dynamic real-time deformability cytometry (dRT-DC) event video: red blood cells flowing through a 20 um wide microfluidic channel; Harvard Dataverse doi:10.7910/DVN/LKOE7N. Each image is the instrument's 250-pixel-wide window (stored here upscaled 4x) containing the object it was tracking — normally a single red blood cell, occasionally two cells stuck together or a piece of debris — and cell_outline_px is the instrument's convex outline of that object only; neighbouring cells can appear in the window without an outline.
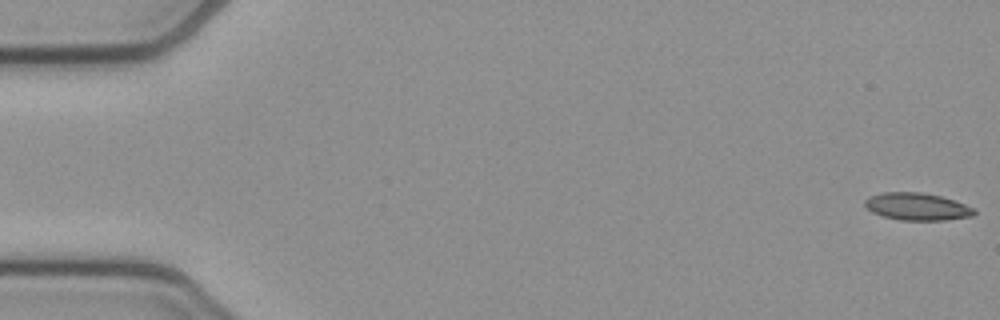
{"species": "common noctule bat (a hibernating species)", "species_latin": "Nyctalus noctula", "temperature_condition": "cold", "stored_images_in_passage": 17, "camera_frame_rate_fps": 3000, "um_per_image_px": 0.085, "animal": {"sex": "female", "body_mass_g": 21.9}, "frame": {"image": 1, "passage_image": 1, "time_ms": 0.0, "image_size_px": [1000, 320], "cell_outline_px": [[976, 212], [972, 216], [944, 220], [900, 220], [884, 216], [872, 212], [864, 204], [864, 200], [868, 196], [884, 192], [920, 192], [940, 196], [976, 208]], "centroid_in_image_um": [77.94, 17.56], "position_along_channel_um": 7.1, "area_um2": 17.34}}
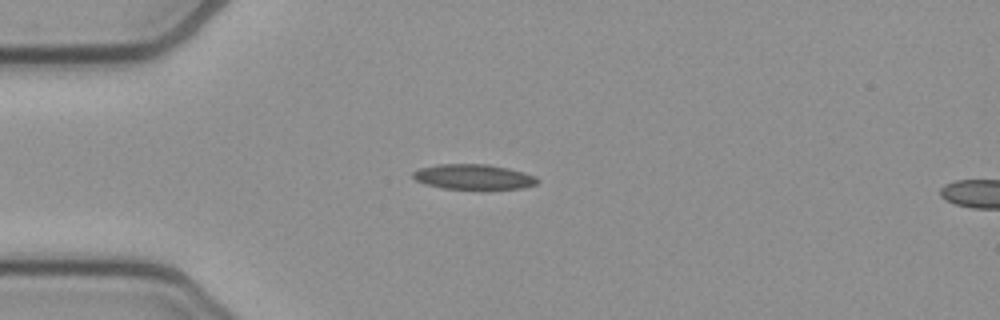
{"frame": {"image": 2, "passage_image": 14, "time_ms": 4.333, "image_size_px": [1000, 320], "cell_outline_px": [[540, 180], [536, 184], [524, 188], [444, 188], [424, 184], [416, 180], [412, 176], [412, 172], [420, 168], [436, 164], [488, 164], [508, 168], [524, 172], [536, 176]], "centroid_in_image_um": [40.25, 15.01], "position_along_channel_um": 44.8, "area_um2": 18.09}}